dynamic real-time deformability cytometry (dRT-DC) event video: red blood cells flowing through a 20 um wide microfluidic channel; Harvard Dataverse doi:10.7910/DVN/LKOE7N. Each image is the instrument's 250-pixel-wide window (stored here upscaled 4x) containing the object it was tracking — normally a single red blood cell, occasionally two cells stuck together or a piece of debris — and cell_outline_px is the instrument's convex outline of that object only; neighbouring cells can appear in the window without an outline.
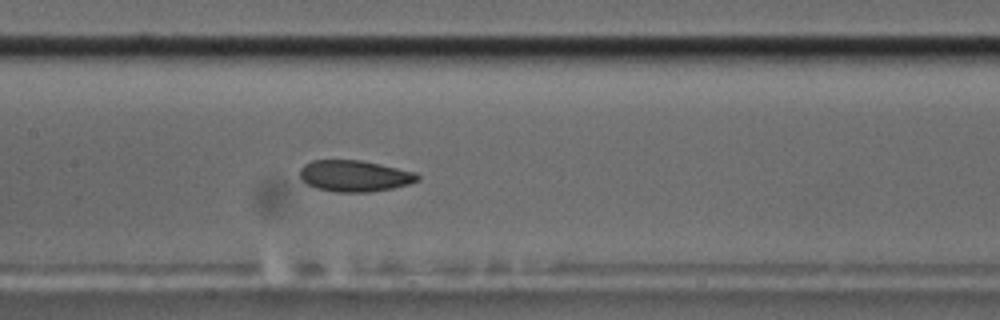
{"species": "common noctule bat (a hibernating species)", "species_latin": "Nyctalus noctula", "temperature_condition": "cold", "stored_images_in_passage": 41, "camera_frame_rate_fps": 3000, "um_per_image_px": 0.085, "animal": {"sex": "male", "body_mass_g": 17.5, "forearm_length_mm": 52.3}, "frame": {"image": 1, "passage_image": 12, "time_ms": 3.667, "image_size_px": [1000, 320], "cell_outline_px": [[420, 180], [408, 184], [392, 188], [368, 192], [336, 192], [316, 188], [300, 180], [300, 168], [304, 164], [312, 160], [360, 160], [380, 164], [416, 172], [420, 176]], "centroid_in_image_um": [30.13, 14.95], "position_along_channel_um": 177.3, "area_um2": 21.56}}
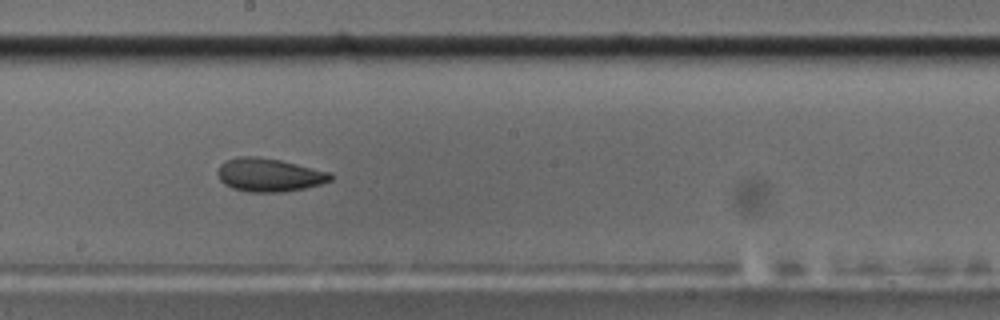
{"frame": {"image": 2, "passage_image": 16, "time_ms": 5.0, "image_size_px": [1000, 320], "cell_outline_px": [[332, 180], [320, 184], [304, 188], [280, 192], [248, 192], [232, 188], [224, 184], [220, 180], [216, 172], [220, 164], [224, 160], [236, 156], [256, 156], [280, 160], [332, 172]], "centroid_in_image_um": [22.84, 14.86], "position_along_channel_um": 225.4, "area_um2": 22.14}}
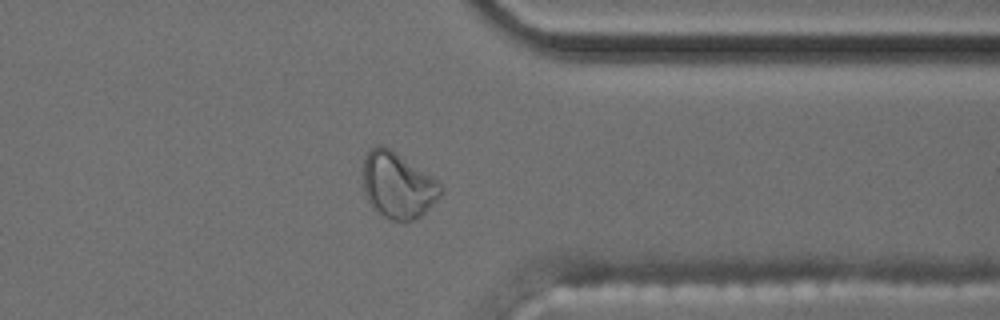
{"frame": {"image": 3, "passage_image": 29, "time_ms": 9.333, "image_size_px": [1000, 320], "cell_outline_px": [[444, 192], [420, 216], [412, 220], [392, 220], [376, 212], [372, 208], [364, 192], [364, 156], [376, 144], [380, 144], [388, 148], [432, 176], [444, 188]], "centroid_in_image_um": [33.81, 15.75], "position_along_channel_um": 377.6, "area_um2": 29.48}, "authors_computed_cell_mechanics": {"area_um2": 23.2356, "velocity_mm_per_s": 3.6211, "shape_relaxation_time_tau1_ms": null, "shape_relaxation_time_tau2_ms": 2.0475, "deformation_change_tau1": null, "deformation_change_tau2": 0.063}}